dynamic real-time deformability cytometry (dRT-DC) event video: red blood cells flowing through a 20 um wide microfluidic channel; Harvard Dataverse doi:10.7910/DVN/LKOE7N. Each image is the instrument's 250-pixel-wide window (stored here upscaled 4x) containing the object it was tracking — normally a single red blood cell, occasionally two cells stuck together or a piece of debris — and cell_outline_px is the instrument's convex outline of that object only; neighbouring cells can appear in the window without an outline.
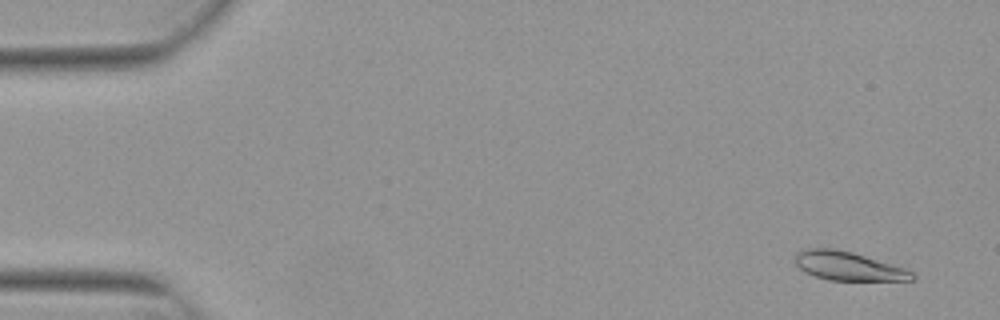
{"species": "Egyptian fruit bat (a non-hibernating species)", "species_latin": "Rousettus aegyptiacus", "temperature_condition": "warm", "stored_images_in_passage": 54, "camera_frame_rate_fps": 3000, "um_per_image_px": 0.085, "animal": {"sex": "female"}, "frame": {"image": 1, "passage_image": 3, "time_ms": 0.667, "image_size_px": [1000, 320], "cell_outline_px": [[916, 280], [828, 280], [804, 272], [796, 264], [796, 256], [804, 248], [832, 248], [852, 252], [904, 268], [912, 272], [916, 276]], "centroid_in_image_um": [72.1, 22.62], "position_along_channel_um": 12.9, "area_um2": 19.31}}
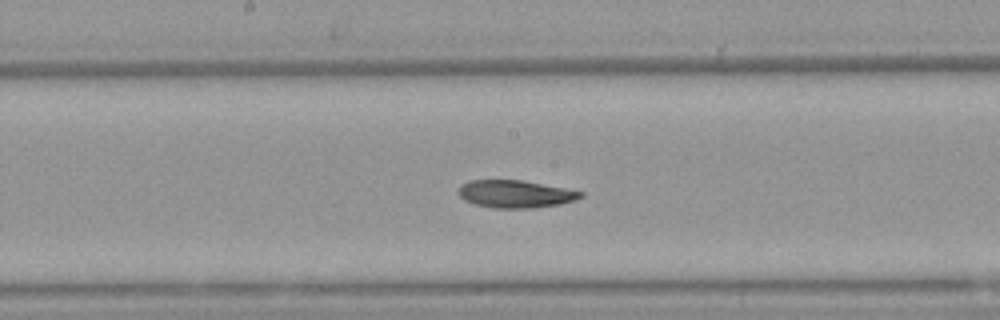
{"frame": {"image": 2, "passage_image": 28, "time_ms": 9.0, "image_size_px": [1000, 320], "cell_outline_px": [[584, 196], [576, 200], [560, 204], [532, 208], [492, 208], [472, 204], [464, 200], [460, 196], [460, 184], [472, 180], [520, 180], [564, 188], [584, 192]], "centroid_in_image_um": [43.81, 16.5], "position_along_channel_um": 204.4, "area_um2": 19.59}}
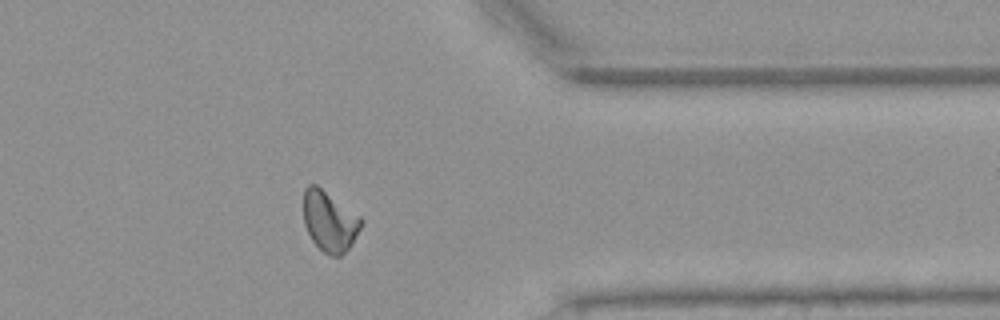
{"frame": {"image": 3, "passage_image": 43, "time_ms": 14.0, "image_size_px": [1000, 320], "cell_outline_px": [[364, 220], [352, 244], [340, 256], [332, 256], [324, 252], [312, 240], [304, 224], [304, 188], [308, 184], [316, 184], [360, 216]], "centroid_in_image_um": [28.01, 18.79], "position_along_channel_um": 383.4, "area_um2": 20.11}}